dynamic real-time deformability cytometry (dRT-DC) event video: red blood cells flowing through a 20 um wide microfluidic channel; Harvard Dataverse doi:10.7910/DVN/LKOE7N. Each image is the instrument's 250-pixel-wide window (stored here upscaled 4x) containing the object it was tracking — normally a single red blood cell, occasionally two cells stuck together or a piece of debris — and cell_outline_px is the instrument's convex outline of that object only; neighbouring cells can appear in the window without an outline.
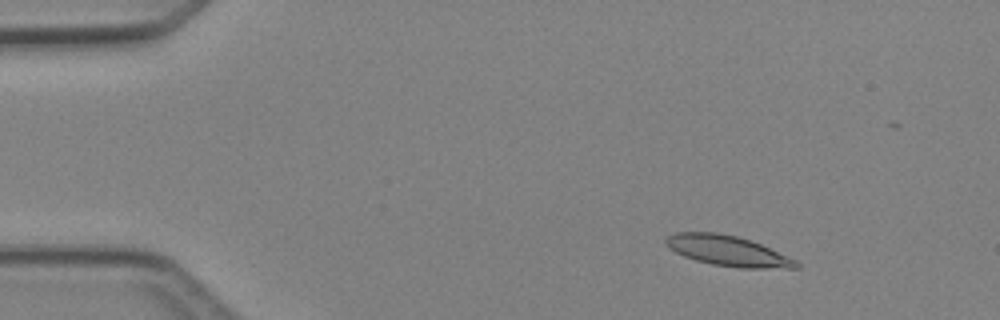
{"species": "Egyptian fruit bat (a non-hibernating species)", "species_latin": "Rousettus aegyptiacus", "temperature_condition": "cold", "stored_images_in_passage": 5, "camera_frame_rate_fps": 3000, "um_per_image_px": 0.085, "animal": {"sex": "female"}, "frame": {"image": 1, "passage_image": 2, "time_ms": 2.0, "image_size_px": [1000, 320], "cell_outline_px": [[800, 268], [740, 268], [712, 264], [696, 260], [684, 256], [668, 248], [664, 240], [668, 236], [676, 232], [716, 232], [736, 236], [760, 244], [796, 260], [800, 264]], "centroid_in_image_um": [61.84, 21.32], "position_along_channel_um": 23.2, "area_um2": 22.83}}